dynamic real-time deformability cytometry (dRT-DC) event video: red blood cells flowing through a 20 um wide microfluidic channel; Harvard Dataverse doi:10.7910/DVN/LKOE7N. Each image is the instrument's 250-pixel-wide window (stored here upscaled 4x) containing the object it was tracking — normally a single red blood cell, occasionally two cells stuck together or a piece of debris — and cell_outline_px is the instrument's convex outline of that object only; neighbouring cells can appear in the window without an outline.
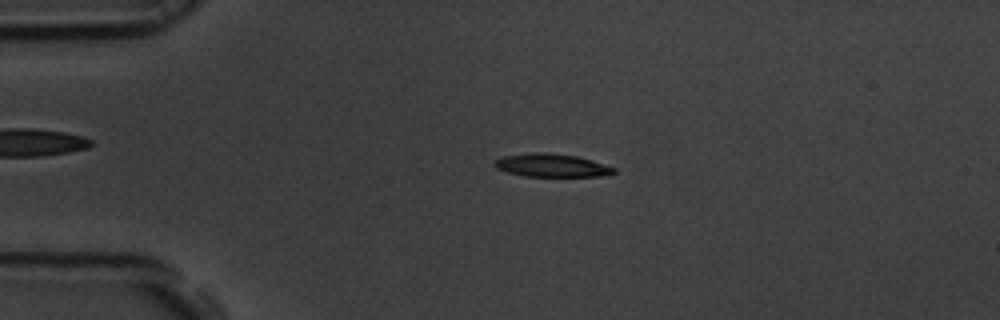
{"species": "common noctule bat (a hibernating species)", "species_latin": "Nyctalus noctula", "temperature_condition": "room temperature", "stored_images_in_passage": 55, "camera_frame_rate_fps": 3000, "um_per_image_px": 0.085, "animal": {"sex": "male", "body_mass_g": 19.5, "forearm_length_mm": 54.6}, "frame": {"image": 1, "passage_image": 13, "time_ms": 4.0, "image_size_px": [1000, 320], "cell_outline_px": [[616, 172], [600, 176], [524, 176], [508, 172], [496, 168], [492, 164], [496, 160], [504, 156], [540, 152], [544, 152], [576, 156], [592, 160], [616, 168]], "centroid_in_image_um": [46.89, 14.06], "position_along_channel_um": 38.1, "area_um2": 15.84}}
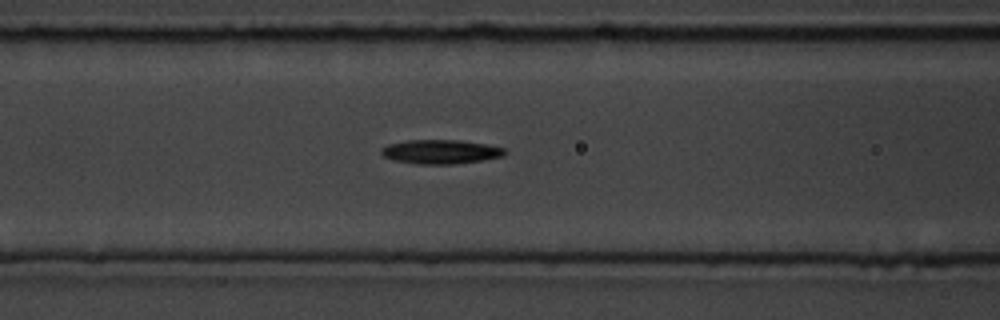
{"frame": {"image": 2, "passage_image": 23, "time_ms": 7.333, "image_size_px": [1000, 320], "cell_outline_px": [[508, 152], [504, 156], [484, 160], [452, 164], [416, 164], [392, 160], [384, 156], [380, 152], [380, 148], [388, 144], [408, 140], [460, 140], [484, 144], [504, 148]], "centroid_in_image_um": [37.44, 12.9], "position_along_channel_um": 129.2, "area_um2": 17.46}}
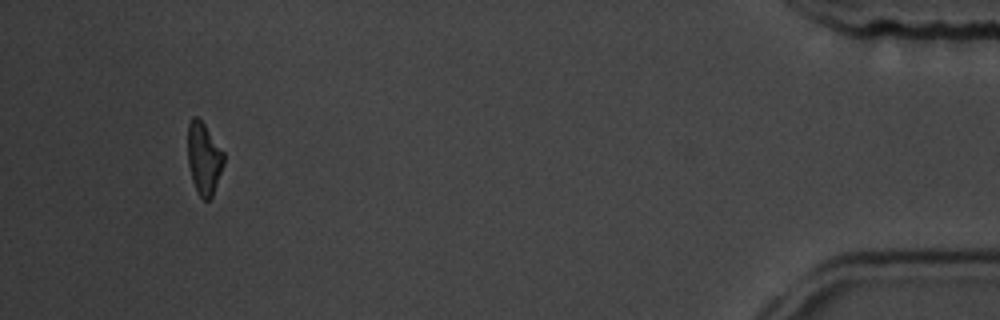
{"frame": {"image": 3, "passage_image": 52, "time_ms": 17.0, "image_size_px": [1000, 320], "cell_outline_px": [[224, 164], [212, 196], [208, 200], [204, 200], [200, 196], [192, 180], [188, 164], [188, 124], [192, 116], [196, 116], [204, 124], [224, 152]], "centroid_in_image_um": [17.33, 13.45], "position_along_channel_um": 417.9, "area_um2": 14.97}, "authors_computed_cell_mechanics": {"area_um2": 16.473, "velocity_mm_per_s": 3.7372, "shape_relaxation_time_tau1_ms": 3.4056, "shape_relaxation_time_tau2_ms": 10.3653, "deformation_change_tau1": 0.1256, "deformation_change_tau2": 0.2328}}